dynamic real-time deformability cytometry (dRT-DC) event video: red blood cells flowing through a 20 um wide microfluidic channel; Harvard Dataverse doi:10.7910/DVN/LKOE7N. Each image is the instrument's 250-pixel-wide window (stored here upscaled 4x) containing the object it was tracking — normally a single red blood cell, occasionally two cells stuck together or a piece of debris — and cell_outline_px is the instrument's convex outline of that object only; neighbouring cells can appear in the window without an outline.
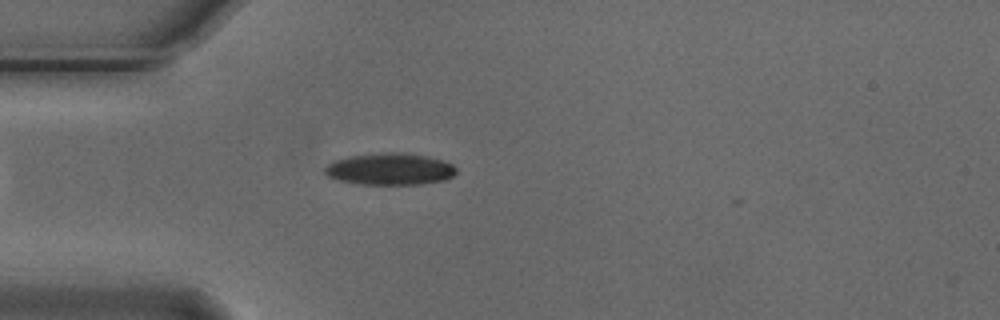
{"species": "Egyptian fruit bat (a non-hibernating species)", "species_latin": "Rousettus aegyptiacus", "temperature_condition": "cold", "stored_images_in_passage": 3, "camera_frame_rate_fps": 3000, "um_per_image_px": 0.085, "animal": {"sex": "male"}, "frame": {"image": 1, "passage_image": 3, "time_ms": 0.667, "image_size_px": [1000, 320], "cell_outline_px": [[456, 172], [452, 176], [444, 180], [420, 184], [360, 184], [340, 180], [328, 176], [324, 172], [324, 168], [332, 160], [348, 156], [388, 152], [396, 152], [428, 156], [452, 164], [456, 168]], "centroid_in_image_um": [33.12, 14.36], "position_along_channel_um": 51.9, "area_um2": 24.22}}